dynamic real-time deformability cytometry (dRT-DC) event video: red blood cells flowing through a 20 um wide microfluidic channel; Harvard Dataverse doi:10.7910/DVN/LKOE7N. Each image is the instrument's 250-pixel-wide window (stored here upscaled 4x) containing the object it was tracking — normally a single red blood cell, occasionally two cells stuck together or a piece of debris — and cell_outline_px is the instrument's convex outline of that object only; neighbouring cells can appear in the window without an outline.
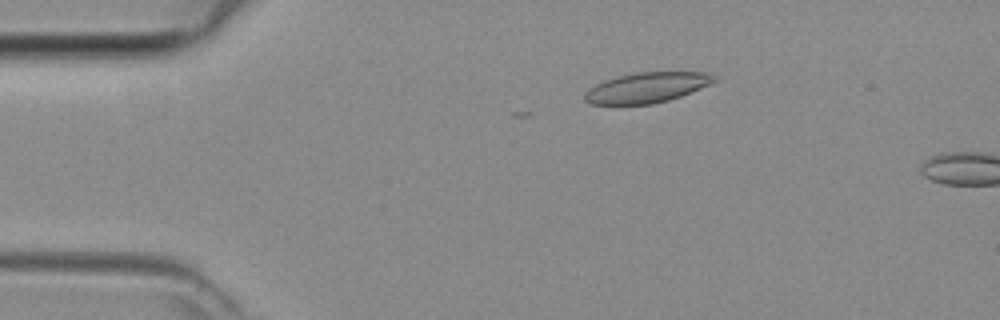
{"species": "common noctule bat (a hibernating species)", "species_latin": "Nyctalus noctula", "temperature_condition": "room temperature", "stored_images_in_passage": 9, "camera_frame_rate_fps": 3000, "um_per_image_px": 0.085, "animal": {"sex": "female", "body_mass_g": 29.2, "forearm_length_mm": 56.3}, "frame": {"image": 1, "passage_image": 9, "time_ms": 2.667, "image_size_px": [1000, 320], "cell_outline_px": [[716, 80], [700, 88], [680, 96], [668, 100], [652, 104], [588, 104], [584, 100], [584, 92], [588, 88], [604, 80], [636, 72], [708, 72], [716, 76]], "centroid_in_image_um": [54.94, 7.44], "position_along_channel_um": 30.1, "area_um2": 22.72}}